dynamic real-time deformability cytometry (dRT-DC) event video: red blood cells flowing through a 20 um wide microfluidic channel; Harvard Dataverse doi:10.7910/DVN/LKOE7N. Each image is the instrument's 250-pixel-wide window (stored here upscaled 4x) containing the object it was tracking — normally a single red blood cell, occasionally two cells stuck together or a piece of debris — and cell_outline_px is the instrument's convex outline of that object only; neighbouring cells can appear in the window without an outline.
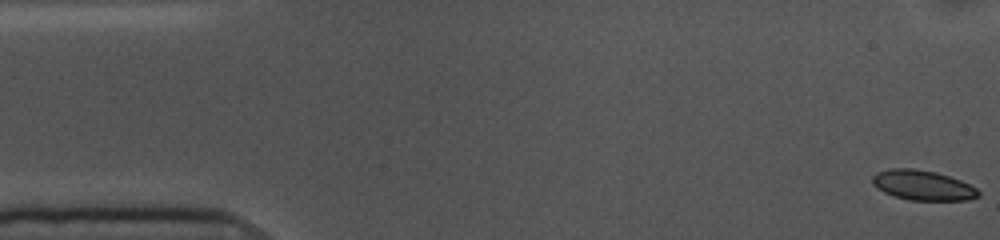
{"species": "common noctule bat (a hibernating species)", "species_latin": "Nyctalus noctula", "temperature_condition": "cold", "stored_images_in_passage": 55, "camera_frame_rate_fps": 3000, "um_per_image_px": 0.085, "animal": {"sex": "female", "body_mass_g": 10.0, "forearm_length_mm": 53.1}, "frame": {"image": 1, "passage_image": 1, "time_ms": 0.0, "image_size_px": [1000, 240], "cell_outline_px": [[980, 196], [968, 200], [908, 200], [884, 192], [876, 188], [872, 184], [872, 176], [876, 172], [888, 168], [912, 168], [936, 172], [960, 180], [976, 188], [980, 192]], "centroid_in_image_um": [78.41, 15.74], "position_along_channel_um": 6.6, "area_um2": 18.55}}
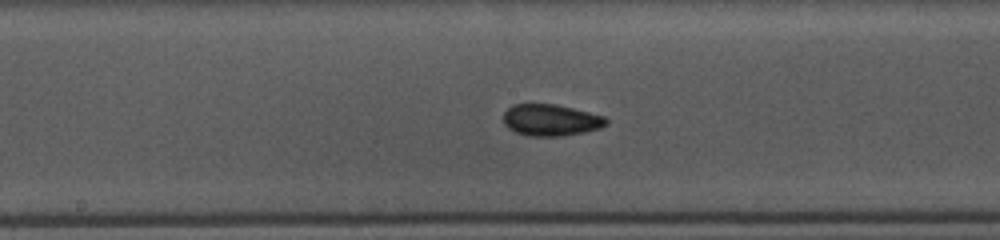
{"frame": {"image": 2, "passage_image": 27, "time_ms": 8.667, "image_size_px": [1000, 240], "cell_outline_px": [[608, 124], [600, 128], [584, 132], [560, 136], [528, 136], [516, 132], [508, 128], [504, 124], [504, 112], [512, 104], [556, 104], [604, 116], [608, 120]], "centroid_in_image_um": [46.81, 10.21], "position_along_channel_um": 201.4, "area_um2": 18.9}}
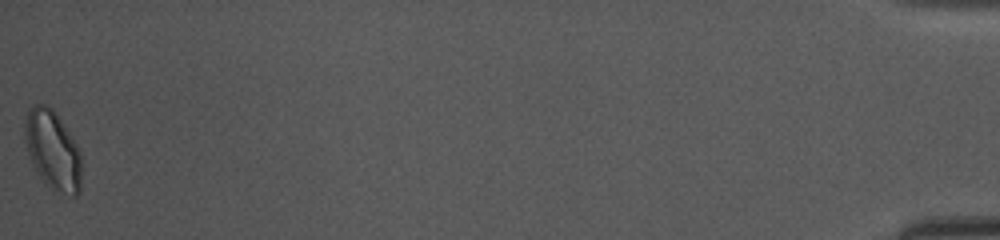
{"frame": {"image": 3, "passage_image": 55, "time_ms": 18.0, "image_size_px": [1000, 240], "cell_outline_px": [[80, 192], [76, 196], [72, 196], [52, 192], [44, 184], [36, 172], [28, 156], [24, 140], [24, 120], [28, 108], [32, 104], [48, 104], [56, 112], [72, 136], [80, 152]], "centroid_in_image_um": [4.44, 12.77], "position_along_channel_um": 430.8, "area_um2": 26.93}, "authors_computed_cell_mechanics": {"area_um2": 18.496, "velocity_mm_per_s": 3.5815, "shape_relaxation_time_tau1_ms": 9.4488, "shape_relaxation_time_tau2_ms": 2.6916, "deformation_change_tau1": 0.1288, "deformation_change_tau2": 0.0546}}